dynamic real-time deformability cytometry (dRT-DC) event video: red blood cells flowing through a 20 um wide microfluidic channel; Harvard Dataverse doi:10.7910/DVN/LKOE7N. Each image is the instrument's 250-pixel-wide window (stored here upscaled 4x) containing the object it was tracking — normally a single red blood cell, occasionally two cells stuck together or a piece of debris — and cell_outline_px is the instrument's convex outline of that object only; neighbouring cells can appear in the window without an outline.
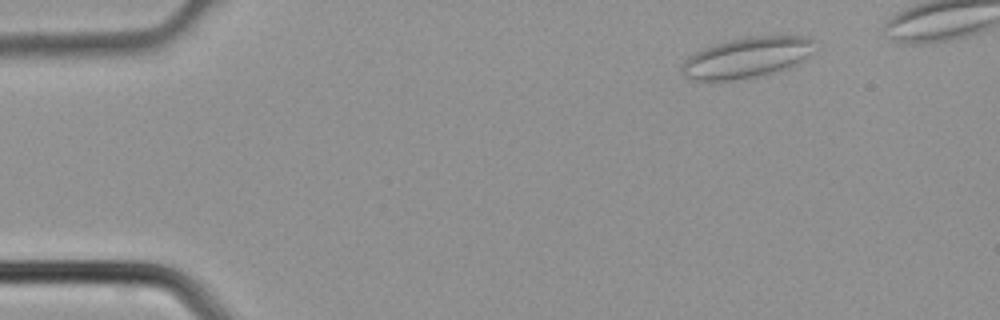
{"species": "common noctule bat (a hibernating species)", "species_latin": "Nyctalus noctula", "temperature_condition": "cold", "stored_images_in_passage": 4, "camera_frame_rate_fps": 3000, "um_per_image_px": 0.085, "animal": {"sex": "male", "body_mass_g": 21.5, "forearm_length_mm": 52.0}, "frame": {"image": 1, "passage_image": 1, "time_ms": 0.0, "image_size_px": [1000, 320], "cell_outline_px": [[812, 52], [796, 64], [788, 68], [756, 76], [736, 80], [692, 80], [684, 76], [680, 72], [680, 64], [688, 56], [704, 48], [716, 44], [732, 40], [752, 36], [808, 36], [812, 40]], "centroid_in_image_um": [63.42, 4.9], "position_along_channel_um": 21.6, "area_um2": 31.04}}